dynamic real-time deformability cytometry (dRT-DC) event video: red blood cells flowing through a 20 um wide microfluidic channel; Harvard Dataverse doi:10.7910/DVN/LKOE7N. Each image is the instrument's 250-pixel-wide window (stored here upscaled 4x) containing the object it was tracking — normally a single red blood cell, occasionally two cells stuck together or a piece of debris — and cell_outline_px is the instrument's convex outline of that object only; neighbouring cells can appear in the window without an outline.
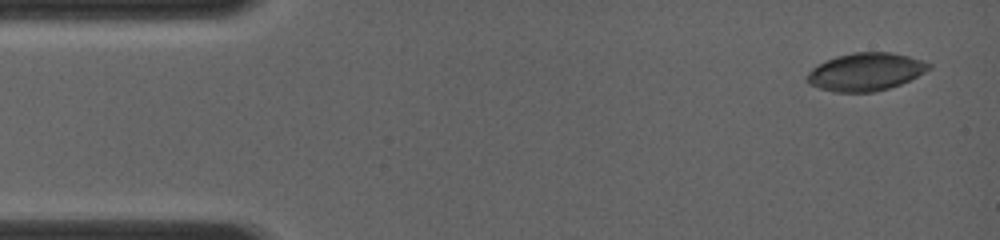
{"species": "common noctule bat (a hibernating species)", "species_latin": "Nyctalus noctula", "temperature_condition": "room temperature", "stored_images_in_passage": 12, "camera_frame_rate_fps": 4000, "um_per_image_px": 0.085, "animal": {"sex": "female", "body_mass_g": 19.0, "forearm_length_mm": 56.7}, "frame": {"image": 1, "passage_image": 1, "time_ms": 0.0, "image_size_px": [1000, 240], "cell_outline_px": [[932, 68], [900, 84], [876, 92], [832, 92], [808, 84], [804, 80], [804, 76], [812, 68], [836, 56], [852, 52], [892, 52], [908, 56], [932, 64]], "centroid_in_image_um": [73.54, 6.11], "position_along_channel_um": 11.5, "area_um2": 26.88}}
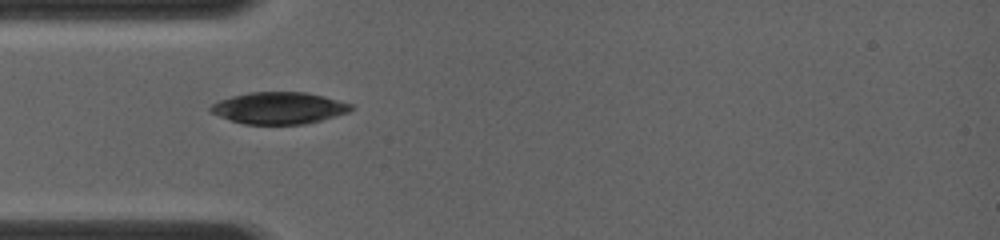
{"frame": {"image": 2, "passage_image": 9, "time_ms": 3.5, "image_size_px": [1000, 240], "cell_outline_px": [[352, 108], [348, 112], [336, 116], [304, 124], [244, 124], [208, 112], [208, 108], [212, 104], [220, 100], [232, 96], [248, 92], [308, 92], [324, 96], [352, 104]], "centroid_in_image_um": [23.69, 9.17], "position_along_channel_um": 61.3, "area_um2": 25.95}}
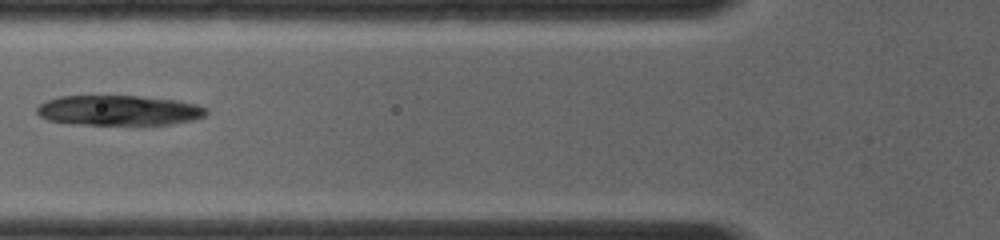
{"frame": {"image": 3, "passage_image": 12, "time_ms": 4.75, "image_size_px": [1000, 240], "cell_outline_px": [[208, 112], [204, 116], [192, 120], [168, 124], [140, 128], [72, 124], [48, 120], [40, 116], [36, 112], [36, 108], [40, 104], [48, 100], [60, 96], [140, 96], [176, 100], [196, 104], [204, 108]], "centroid_in_image_um": [10.1, 9.43], "position_along_channel_um": 115.7, "area_um2": 30.87}}